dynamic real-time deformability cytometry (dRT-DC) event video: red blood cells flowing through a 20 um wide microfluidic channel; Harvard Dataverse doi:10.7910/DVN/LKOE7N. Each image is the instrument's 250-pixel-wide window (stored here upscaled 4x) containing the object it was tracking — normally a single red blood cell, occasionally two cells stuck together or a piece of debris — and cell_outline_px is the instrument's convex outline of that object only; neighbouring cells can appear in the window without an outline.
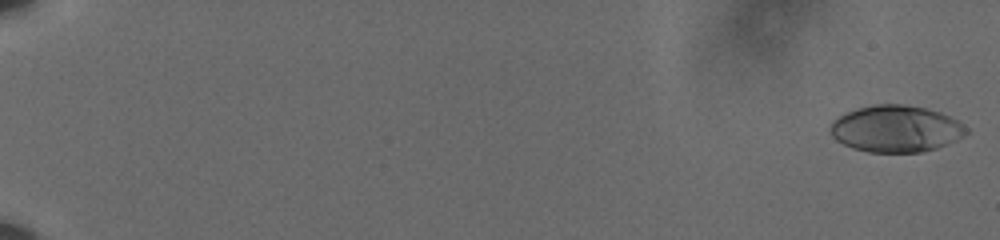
{"species": "human", "species_latin": "Homo sapiens", "temperature_condition": "cold", "stored_images_in_passage": 60, "camera_frame_rate_fps": 3000, "um_per_image_px": 0.085, "donor": {"sex": "male"}, "frame": {"image": 1, "passage_image": 1, "time_ms": 0.0, "image_size_px": [1000, 240], "cell_outline_px": [[968, 132], [956, 140], [936, 148], [920, 152], [868, 152], [852, 148], [836, 140], [832, 136], [828, 128], [832, 120], [844, 112], [856, 108], [872, 104], [904, 104], [924, 108], [940, 112], [964, 124], [968, 128]], "centroid_in_image_um": [76.1, 10.93], "position_along_channel_um": 8.9, "area_um2": 37.22}}
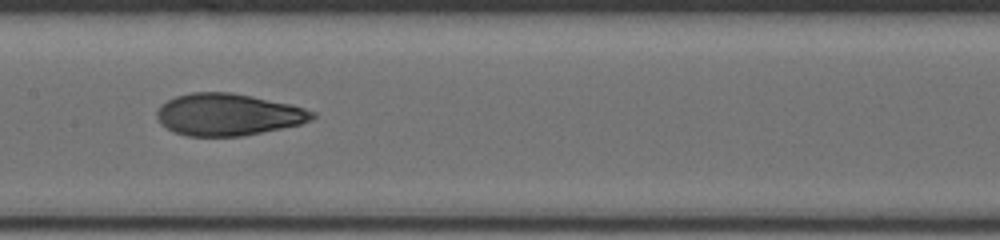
{"frame": {"image": 2, "passage_image": 34, "time_ms": 11.0, "image_size_px": [1000, 240], "cell_outline_px": [[316, 116], [312, 120], [300, 124], [240, 136], [188, 136], [176, 132], [160, 124], [156, 116], [156, 112], [160, 104], [176, 96], [192, 92], [232, 92], [252, 96], [288, 104], [304, 108], [316, 112]], "centroid_in_image_um": [19.36, 9.73], "position_along_channel_um": 188.0, "area_um2": 37.8}}
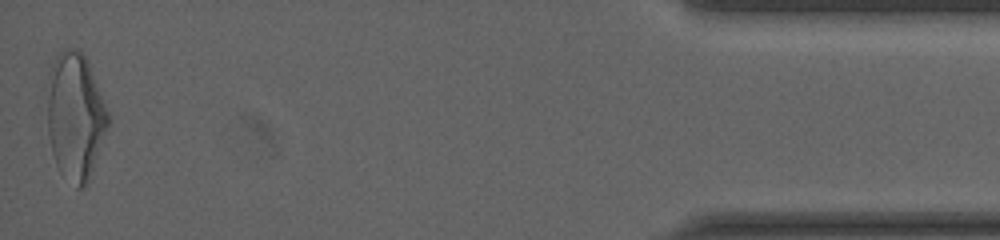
{"frame": {"image": 3, "passage_image": 60, "time_ms": 19.667, "image_size_px": [1000, 240], "cell_outline_px": [[108, 124], [88, 184], [80, 188], [76, 188], [60, 172], [56, 164], [52, 152], [48, 132], [48, 72], [56, 56], [64, 48], [80, 48], [88, 60], [108, 112]], "centroid_in_image_um": [6.39, 9.86], "position_along_channel_um": 428.8, "area_um2": 44.97}, "authors_computed_cell_mechanics": {"area_um2": 37.1654, "velocity_mm_per_s": 3.6155, "shape_relaxation_time_tau1_ms": 6.4969, "shape_relaxation_time_tau2_ms": 1.6684, "deformation_change_tau1": 0.2033, "deformation_change_tau2": 0.0865}}